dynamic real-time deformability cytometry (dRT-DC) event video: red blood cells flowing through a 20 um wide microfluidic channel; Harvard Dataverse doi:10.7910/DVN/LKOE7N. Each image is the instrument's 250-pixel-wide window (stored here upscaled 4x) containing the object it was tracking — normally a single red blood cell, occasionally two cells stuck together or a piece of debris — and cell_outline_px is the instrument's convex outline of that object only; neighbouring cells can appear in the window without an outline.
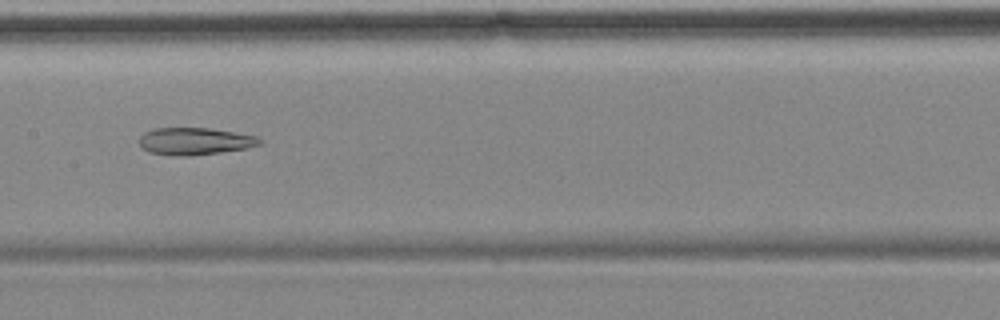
{"species": "common noctule bat (a hibernating species)", "species_latin": "Nyctalus noctula", "temperature_condition": "cold", "stored_images_in_passage": 9, "camera_frame_rate_fps": 3000, "um_per_image_px": 0.085, "animal": {"sex": "female", "body_mass_g": 18.4}, "frame": {"image": 1, "passage_image": 8, "time_ms": 8.0, "image_size_px": [1000, 320], "cell_outline_px": [[264, 140], [260, 144], [248, 148], [192, 156], [176, 156], [148, 152], [140, 148], [136, 140], [144, 132], [152, 128], [208, 128], [256, 136]], "centroid_in_image_um": [16.48, 12.01], "position_along_channel_um": 190.9, "area_um2": 19.36}}
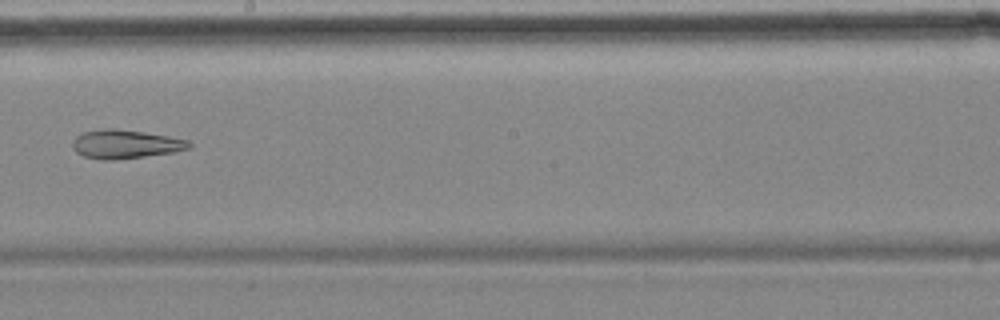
{"frame": {"image": 2, "passage_image": 9, "time_ms": 9.333, "image_size_px": [1000, 320], "cell_outline_px": [[192, 148], [172, 152], [144, 156], [112, 160], [104, 160], [84, 156], [76, 152], [72, 148], [72, 140], [76, 136], [84, 132], [104, 128], [116, 128], [144, 132], [168, 136], [188, 140], [192, 144]], "centroid_in_image_um": [10.64, 12.24], "position_along_channel_um": 237.6, "area_um2": 19.48}}